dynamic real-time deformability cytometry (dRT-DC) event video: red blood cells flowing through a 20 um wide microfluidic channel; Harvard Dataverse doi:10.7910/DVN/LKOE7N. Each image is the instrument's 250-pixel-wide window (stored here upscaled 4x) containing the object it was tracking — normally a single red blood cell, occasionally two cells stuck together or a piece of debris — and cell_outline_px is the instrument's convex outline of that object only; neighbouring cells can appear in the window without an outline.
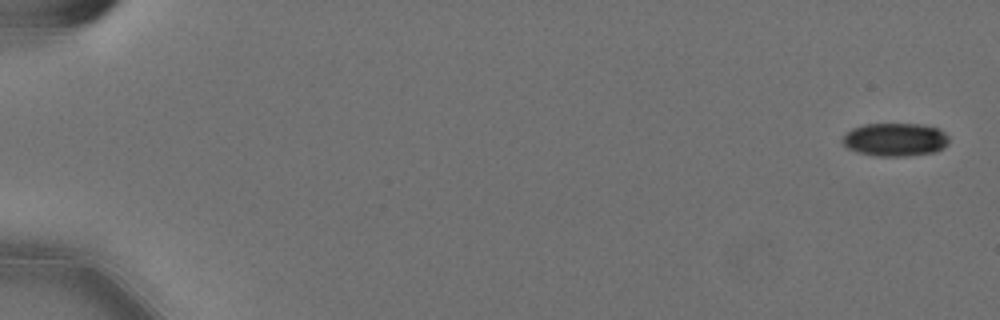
{"species": "Egyptian fruit bat (a non-hibernating species)", "species_latin": "Rousettus aegyptiacus", "temperature_condition": "cold", "stored_images_in_passage": 55, "camera_frame_rate_fps": 3000, "um_per_image_px": 0.085, "animal": {"sex": "female"}, "frame": {"image": 1, "passage_image": 2, "time_ms": 0.333, "image_size_px": [1000, 320], "cell_outline_px": [[948, 144], [944, 148], [936, 152], [904, 156], [876, 156], [856, 152], [848, 148], [840, 140], [852, 128], [864, 124], [920, 124], [940, 128], [948, 136]], "centroid_in_image_um": [76.1, 11.86], "position_along_channel_um": 8.9, "area_um2": 20.75}}
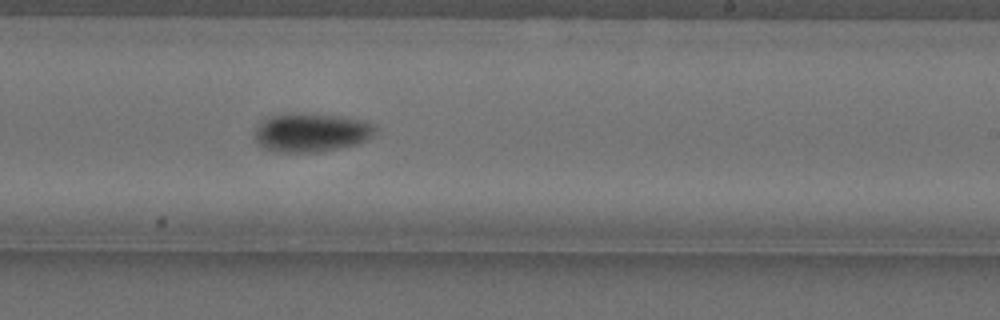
{"frame": {"image": 2, "passage_image": 37, "time_ms": 12.0, "image_size_px": [1000, 320], "cell_outline_px": [[376, 128], [372, 136], [356, 144], [340, 148], [316, 152], [280, 152], [264, 148], [256, 140], [256, 128], [264, 120], [272, 116], [288, 112], [304, 112], [340, 116], [364, 120], [376, 124]], "centroid_in_image_um": [26.49, 11.24], "position_along_channel_um": 262.5, "area_um2": 27.28}}
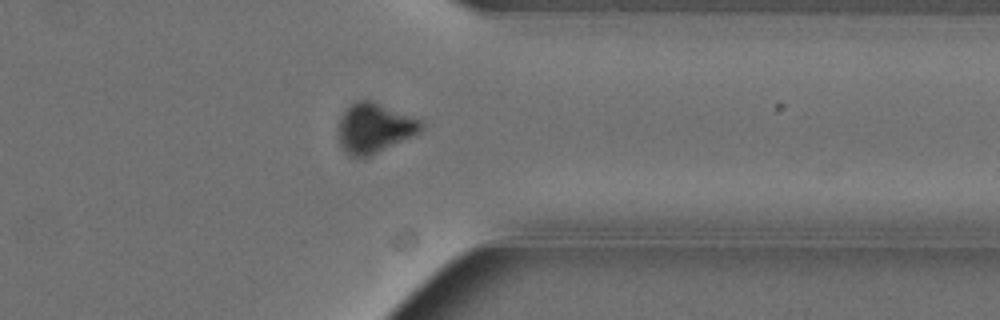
{"frame": {"image": 3, "passage_image": 47, "time_ms": 15.333, "image_size_px": [1000, 320], "cell_outline_px": [[424, 128], [420, 132], [412, 136], [368, 156], [348, 156], [344, 152], [340, 144], [340, 116], [356, 100], [372, 100], [424, 120]], "centroid_in_image_um": [31.86, 10.86], "position_along_channel_um": 379.5, "area_um2": 23.81}}